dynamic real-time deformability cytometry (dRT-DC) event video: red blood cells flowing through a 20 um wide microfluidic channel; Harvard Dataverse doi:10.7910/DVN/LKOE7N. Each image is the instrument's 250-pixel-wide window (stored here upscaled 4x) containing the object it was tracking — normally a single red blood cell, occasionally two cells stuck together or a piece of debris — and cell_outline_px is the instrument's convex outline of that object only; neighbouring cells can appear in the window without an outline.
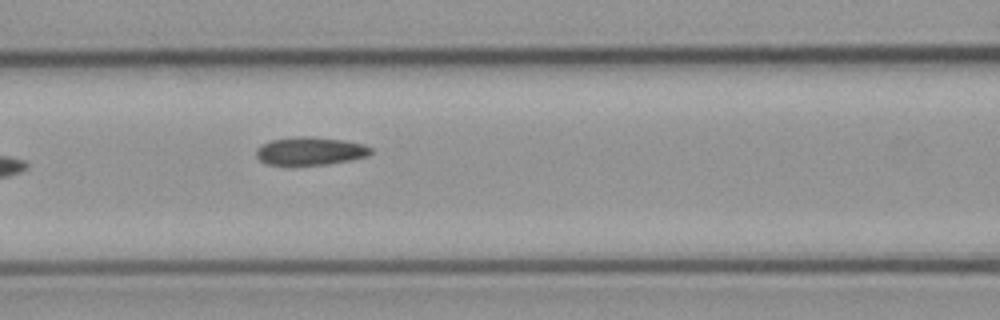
{"species": "common noctule bat (a hibernating species)", "species_latin": "Nyctalus noctula", "temperature_condition": "cold", "stored_images_in_passage": 4, "camera_frame_rate_fps": 3000, "um_per_image_px": 0.085, "animal": {"sex": "male", "body_mass_g": 23.1, "forearm_length_mm": 52.7}, "frame": {"image": 1, "passage_image": 4, "time_ms": 3.667, "image_size_px": [1000, 320], "cell_outline_px": [[372, 152], [368, 156], [328, 164], [264, 164], [256, 156], [256, 148], [272, 140], [292, 136], [312, 136], [344, 140], [364, 144], [372, 148]], "centroid_in_image_um": [26.38, 12.82], "position_along_channel_um": 140.2, "area_um2": 18.67}}